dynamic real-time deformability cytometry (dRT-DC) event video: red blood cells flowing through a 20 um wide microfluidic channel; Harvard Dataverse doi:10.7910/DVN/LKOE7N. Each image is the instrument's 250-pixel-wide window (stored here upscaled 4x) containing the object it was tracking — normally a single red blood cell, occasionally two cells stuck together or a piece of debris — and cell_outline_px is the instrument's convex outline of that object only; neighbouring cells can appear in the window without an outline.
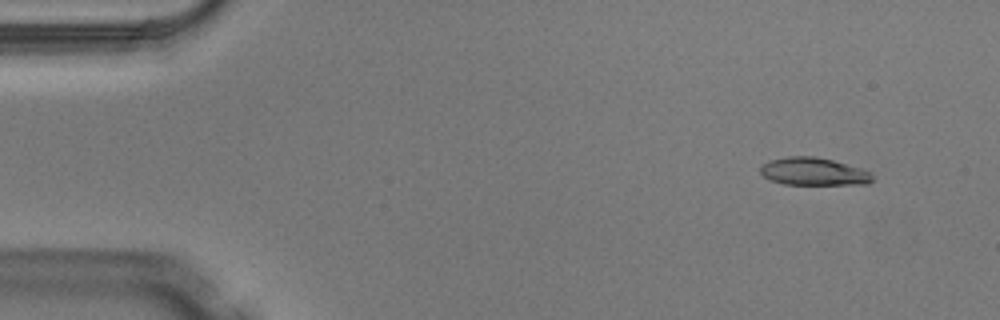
{"species": "Egyptian fruit bat (a non-hibernating species)", "species_latin": "Rousettus aegyptiacus", "temperature_condition": "warm", "stored_images_in_passage": 5, "camera_frame_rate_fps": 3000, "um_per_image_px": 0.085, "animal": {"sex": "male"}, "frame": {"image": 1, "passage_image": 2, "time_ms": 0.333, "image_size_px": [1000, 320], "cell_outline_px": [[872, 180], [868, 184], [784, 184], [768, 180], [760, 172], [760, 164], [768, 160], [788, 156], [816, 156], [832, 160], [860, 168], [872, 172]], "centroid_in_image_um": [69.1, 14.57], "position_along_channel_um": 15.9, "area_um2": 18.21}}